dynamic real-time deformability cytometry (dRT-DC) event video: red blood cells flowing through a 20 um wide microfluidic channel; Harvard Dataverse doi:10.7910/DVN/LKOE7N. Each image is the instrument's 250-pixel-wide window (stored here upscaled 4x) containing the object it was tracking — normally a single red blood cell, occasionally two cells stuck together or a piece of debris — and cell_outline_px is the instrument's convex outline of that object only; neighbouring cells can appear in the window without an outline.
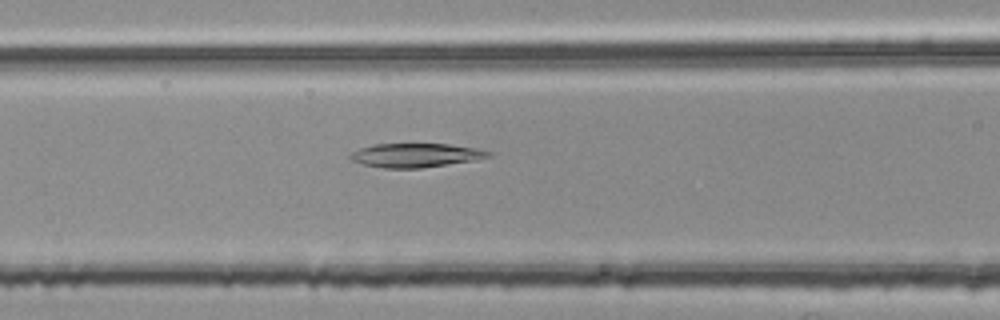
{"species": "common noctule bat (a hibernating species)", "species_latin": "Nyctalus noctula", "temperature_condition": "room temperature", "stored_images_in_passage": 49, "segment_of_instrument_passage": [1, 2], "camera_frame_rate_fps": 3000, "um_per_image_px": 0.085, "animal": {"sex": "female", "body_mass_g": 25.1}, "frame": {"image": 1, "passage_image": 16, "time_ms": 5.0, "image_size_px": [1000, 320], "cell_outline_px": [[492, 152], [488, 156], [476, 160], [420, 168], [384, 168], [364, 164], [352, 160], [348, 156], [352, 152], [360, 148], [372, 144], [448, 144], [476, 148]], "centroid_in_image_um": [35.31, 13.19], "position_along_channel_um": 131.3, "area_um2": 19.07}}
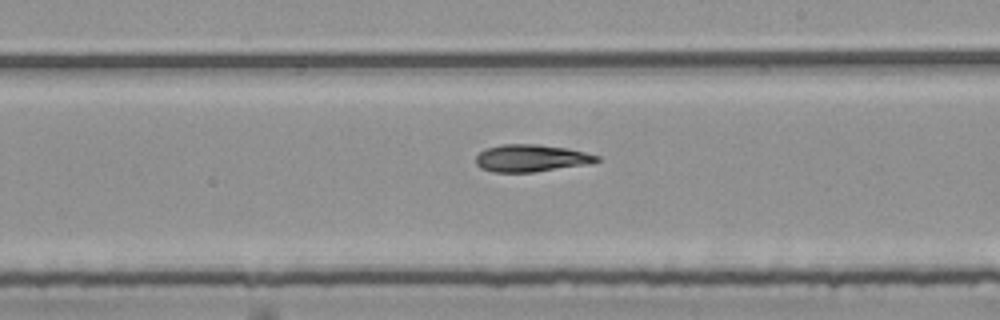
{"frame": {"image": 2, "passage_image": 25, "time_ms": 8.0, "image_size_px": [1000, 320], "cell_outline_px": [[600, 160], [592, 164], [532, 172], [492, 172], [480, 168], [476, 164], [476, 156], [484, 148], [500, 144], [536, 144], [568, 148], [600, 156]], "centroid_in_image_um": [45.15, 13.44], "position_along_channel_um": 243.9, "area_um2": 19.42}}
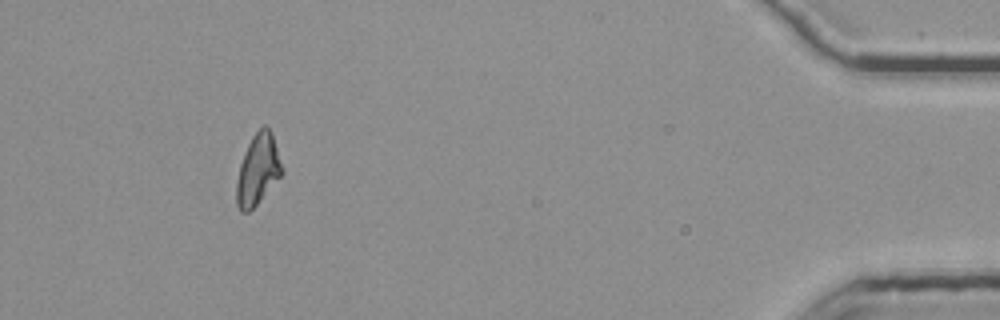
{"frame": {"image": 3, "passage_image": 44, "time_ms": 14.333, "image_size_px": [1000, 320], "cell_outline_px": [[284, 172], [256, 204], [248, 212], [240, 212], [236, 204], [236, 180], [240, 164], [244, 152], [252, 136], [264, 124], [272, 132]], "centroid_in_image_um": [21.9, 14.41], "position_along_channel_um": 413.3, "area_um2": 18.61}}